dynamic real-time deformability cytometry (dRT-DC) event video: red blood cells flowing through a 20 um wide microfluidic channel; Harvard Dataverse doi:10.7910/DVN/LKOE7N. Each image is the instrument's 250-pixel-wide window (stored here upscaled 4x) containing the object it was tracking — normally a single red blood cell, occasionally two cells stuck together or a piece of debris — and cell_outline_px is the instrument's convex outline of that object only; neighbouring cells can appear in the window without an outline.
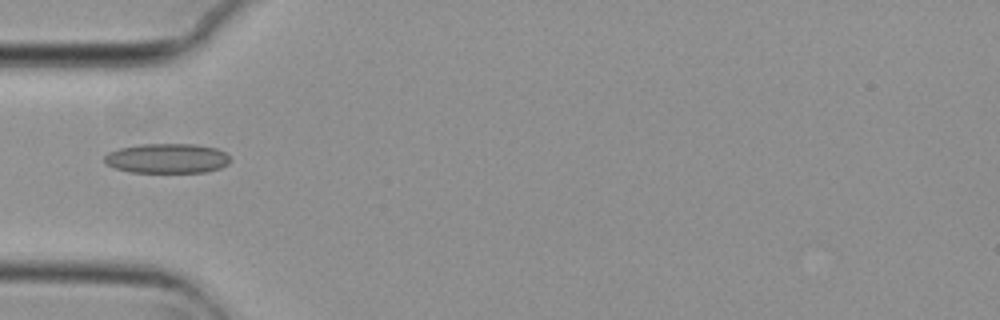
{"species": "common noctule bat (a hibernating species)", "species_latin": "Nyctalus noctula", "temperature_condition": "cold", "stored_images_in_passage": 1, "camera_frame_rate_fps": 3000, "um_per_image_px": 0.085, "animal": {"sex": "female", "body_mass_g": 29.2, "forearm_length_mm": 56.3}, "frame": {"image": 1, "passage_image": 1, "time_ms": 0.0, "image_size_px": [1000, 320], "cell_outline_px": [[228, 164], [220, 168], [204, 172], [132, 172], [116, 168], [104, 164], [104, 156], [108, 152], [120, 148], [140, 144], [196, 144], [216, 148], [224, 152], [228, 156]], "centroid_in_image_um": [14.17, 13.46], "position_along_channel_um": 70.8, "area_um2": 21.73}}